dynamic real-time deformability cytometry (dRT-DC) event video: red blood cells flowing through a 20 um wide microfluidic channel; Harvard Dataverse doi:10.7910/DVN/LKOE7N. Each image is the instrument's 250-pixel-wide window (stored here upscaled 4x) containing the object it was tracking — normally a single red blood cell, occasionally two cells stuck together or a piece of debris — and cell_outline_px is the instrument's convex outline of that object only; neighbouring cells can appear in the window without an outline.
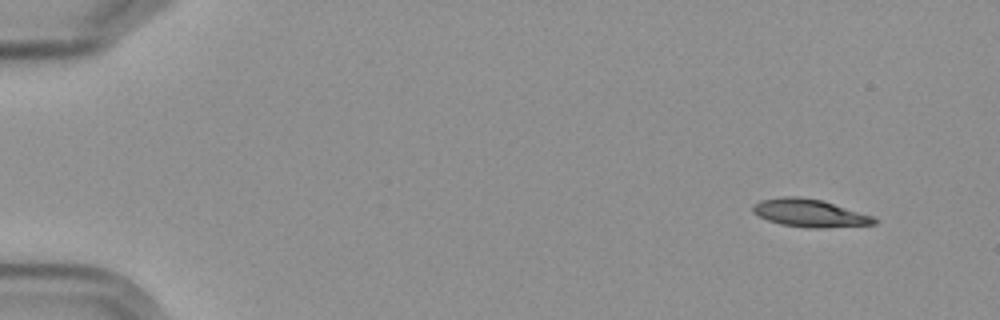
{"species": "Egyptian fruit bat (a non-hibernating species)", "species_latin": "Rousettus aegyptiacus", "temperature_condition": "cold", "stored_images_in_passage": 4, "camera_frame_rate_fps": 3000, "um_per_image_px": 0.085, "frame": {"image": 1, "passage_image": 1, "time_ms": 0.0, "image_size_px": [1000, 320], "cell_outline_px": [[880, 220], [876, 224], [824, 228], [812, 228], [780, 224], [768, 220], [752, 212], [752, 204], [760, 200], [780, 196], [800, 196], [824, 200], [876, 216]], "centroid_in_image_um": [68.88, 18.09], "position_along_channel_um": 16.1, "area_um2": 20.17}}